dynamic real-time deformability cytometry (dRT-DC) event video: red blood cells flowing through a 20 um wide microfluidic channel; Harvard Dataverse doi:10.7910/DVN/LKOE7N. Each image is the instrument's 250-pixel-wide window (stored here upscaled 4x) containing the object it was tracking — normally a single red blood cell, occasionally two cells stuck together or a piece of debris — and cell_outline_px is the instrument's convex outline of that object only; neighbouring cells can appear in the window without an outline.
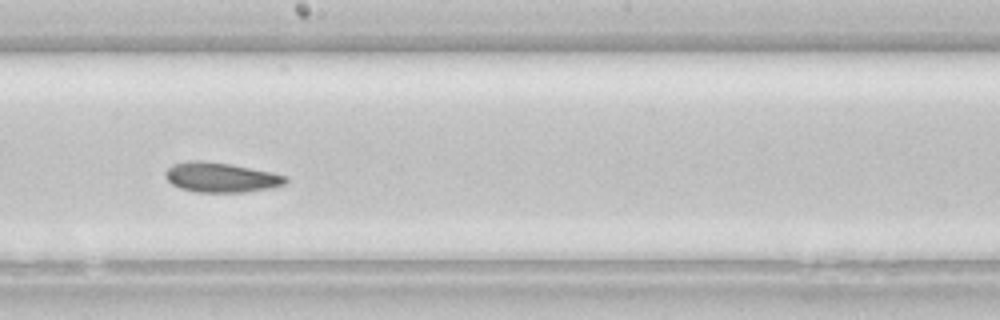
{"species": "common noctule bat (a hibernating species)", "species_latin": "Nyctalus noctula", "temperature_condition": "room temperature", "stored_images_in_passage": 34, "camera_frame_rate_fps": 3000, "um_per_image_px": 0.085, "animal": {"sex": "female", "body_mass_g": 22.7, "forearm_length_mm": 54.2}, "frame": {"image": 1, "passage_image": 15, "time_ms": 4.667, "image_size_px": [1000, 320], "cell_outline_px": [[288, 180], [284, 184], [268, 188], [244, 192], [196, 192], [180, 188], [172, 184], [164, 176], [164, 172], [172, 164], [188, 160], [204, 160], [232, 164], [272, 172], [288, 176]], "centroid_in_image_um": [18.75, 15.06], "position_along_channel_um": 229.4, "area_um2": 21.04}}